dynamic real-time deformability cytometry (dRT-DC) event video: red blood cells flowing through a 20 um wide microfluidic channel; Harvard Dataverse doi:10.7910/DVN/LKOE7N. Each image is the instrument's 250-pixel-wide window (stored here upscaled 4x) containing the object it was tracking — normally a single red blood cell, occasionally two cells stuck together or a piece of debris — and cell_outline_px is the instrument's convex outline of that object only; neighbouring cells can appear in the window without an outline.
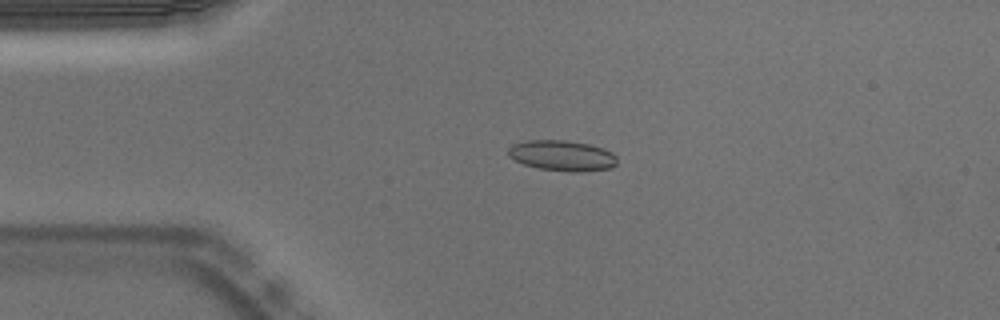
{"species": "Egyptian fruit bat (a non-hibernating species)", "species_latin": "Rousettus aegyptiacus", "temperature_condition": "warm", "stored_images_in_passage": 50, "camera_frame_rate_fps": 3000, "um_per_image_px": 0.085, "animal": {"sex": "male"}, "frame": {"image": 1, "passage_image": 8, "time_ms": 2.333, "image_size_px": [1000, 320], "cell_outline_px": [[616, 164], [612, 168], [584, 172], [568, 172], [540, 168], [524, 164], [508, 156], [508, 148], [512, 144], [528, 140], [568, 140], [588, 144], [604, 148], [612, 152], [616, 156]], "centroid_in_image_um": [47.8, 13.23], "position_along_channel_um": 37.2, "area_um2": 19.54}}
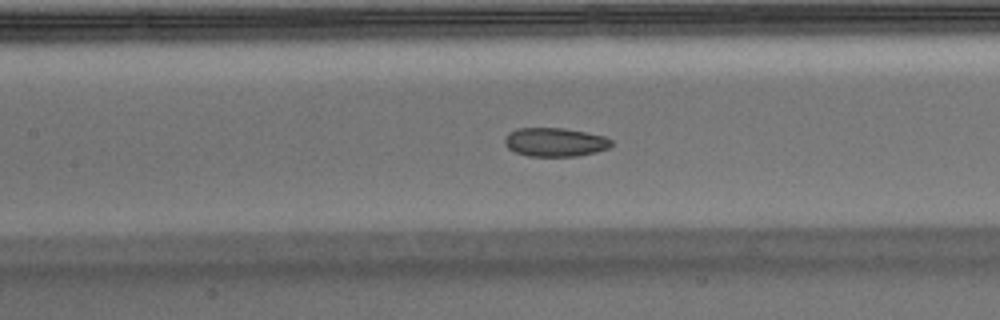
{"frame": {"image": 2, "passage_image": 20, "time_ms": 6.333, "image_size_px": [1000, 320], "cell_outline_px": [[612, 144], [608, 148], [596, 152], [576, 156], [528, 156], [516, 152], [508, 148], [504, 144], [504, 140], [508, 132], [516, 128], [564, 128], [604, 136], [612, 140]], "centroid_in_image_um": [47.15, 12.08], "position_along_channel_um": 160.3, "area_um2": 17.86}}
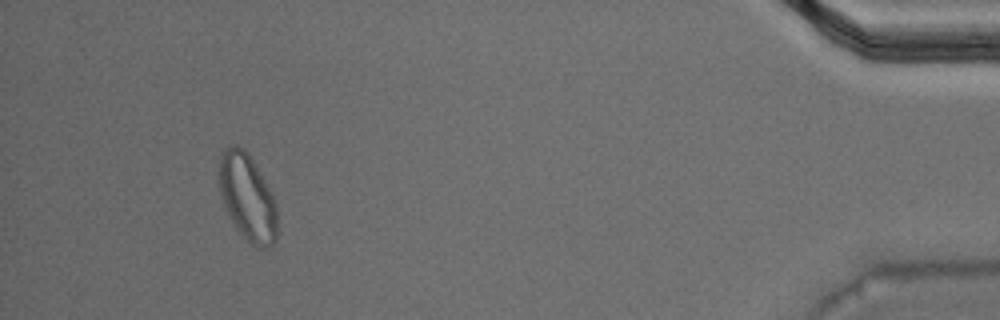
{"frame": {"image": 3, "passage_image": 46, "time_ms": 15.0, "image_size_px": [1000, 320], "cell_outline_px": [[276, 240], [272, 244], [264, 248], [260, 248], [252, 244], [240, 232], [232, 220], [224, 204], [216, 180], [216, 172], [220, 152], [232, 144], [236, 144], [244, 148], [248, 152], [268, 188], [276, 204]], "centroid_in_image_um": [20.97, 16.69], "position_along_channel_um": 414.2, "area_um2": 29.3}, "authors_computed_cell_mechanics": {"area_um2": 19.0162, "velocity_mm_per_s": 3.735, "shape_relaxation_time_tau1_ms": null, "shape_relaxation_time_tau2_ms": 1.801, "deformation_change_tau1": null, "deformation_change_tau2": 0.0703}}